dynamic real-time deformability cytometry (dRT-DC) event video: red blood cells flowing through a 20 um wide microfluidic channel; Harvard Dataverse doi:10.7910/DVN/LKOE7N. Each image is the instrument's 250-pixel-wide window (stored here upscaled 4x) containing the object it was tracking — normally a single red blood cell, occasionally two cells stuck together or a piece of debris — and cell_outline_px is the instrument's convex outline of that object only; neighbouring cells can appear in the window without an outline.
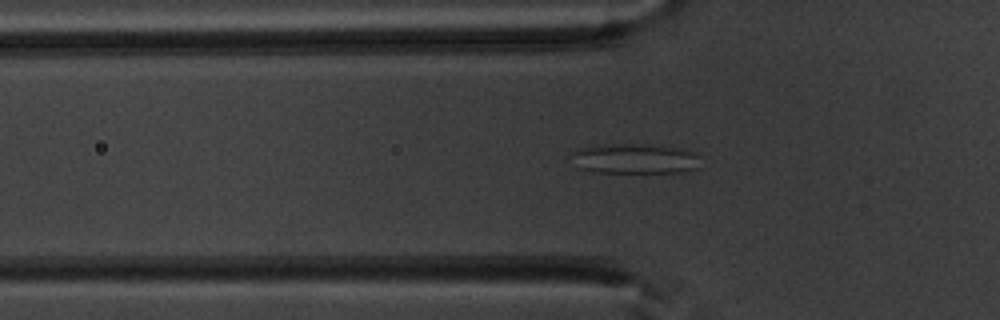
{"species": "common noctule bat (a hibernating species)", "species_latin": "Nyctalus noctula", "temperature_condition": "warm", "stored_images_in_passage": 53, "segment_of_instrument_passage": [1, 2], "camera_frame_rate_fps": 3000, "um_per_image_px": 0.085, "animal": {"sex": "male", "body_mass_g": 20.1, "forearm_length_mm": 53.5}, "frame": {"image": 1, "passage_image": 18, "time_ms": 5.667, "image_size_px": [1000, 320], "cell_outline_px": [[696, 168], [688, 172], [592, 172], [576, 168], [568, 156], [576, 148], [616, 144], [644, 144], [684, 148], [696, 152]], "centroid_in_image_um": [53.87, 13.49], "position_along_channel_um": 71.9, "area_um2": 22.83}}
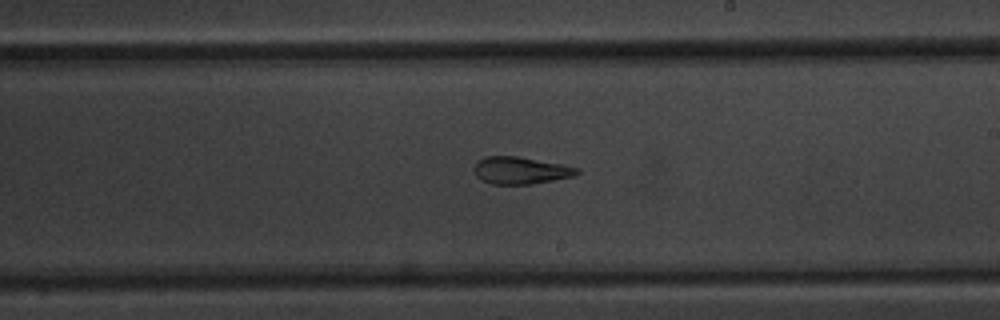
{"frame": {"image": 2, "passage_image": 31, "time_ms": 10.0, "image_size_px": [1000, 320], "cell_outline_px": [[580, 172], [576, 176], [532, 184], [492, 184], [476, 176], [476, 160], [484, 156], [520, 156], [564, 164], [580, 168]], "centroid_in_image_um": [44.32, 14.47], "position_along_channel_um": 244.7, "area_um2": 16.47}}
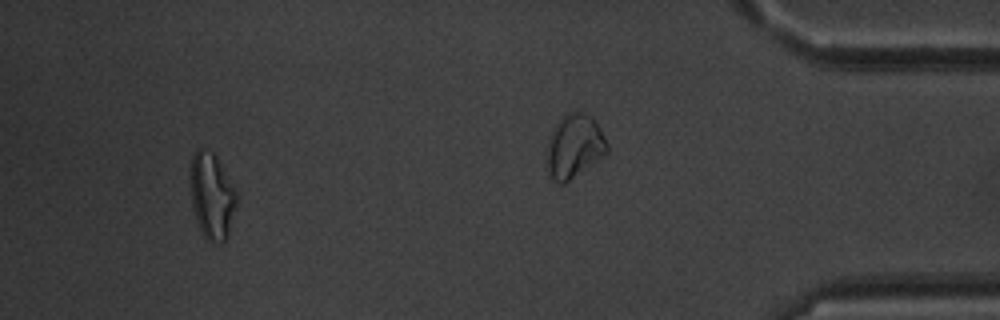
{"frame": {"image": 3, "passage_image": 49, "time_ms": 16.0, "image_size_px": [1000, 320], "cell_outline_px": [[240, 192], [228, 240], [220, 244], [212, 244], [204, 236], [196, 220], [192, 204], [188, 176], [192, 156], [196, 148], [200, 148], [212, 152], [216, 156]], "centroid_in_image_um": [18.04, 16.67], "position_along_channel_um": 417.2, "area_um2": 24.39}}